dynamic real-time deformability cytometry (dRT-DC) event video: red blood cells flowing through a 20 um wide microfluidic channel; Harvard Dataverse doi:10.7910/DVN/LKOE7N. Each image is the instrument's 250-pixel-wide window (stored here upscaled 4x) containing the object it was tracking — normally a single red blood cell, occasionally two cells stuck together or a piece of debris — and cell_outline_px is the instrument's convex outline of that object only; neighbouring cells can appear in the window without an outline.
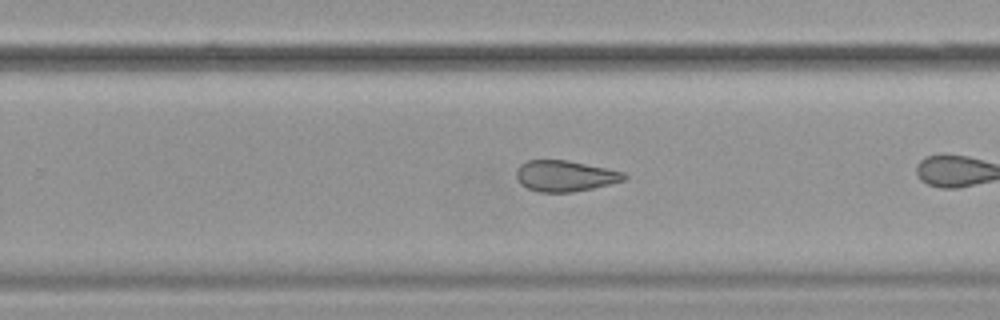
{"species": "common noctule bat (a hibernating species)", "species_latin": "Nyctalus noctula", "temperature_condition": "cold", "stored_images_in_passage": 24, "camera_frame_rate_fps": 3000, "um_per_image_px": 0.085, "animal": {"sex": "female", "body_mass_g": 19.9}, "frame": {"image": 1, "passage_image": 17, "time_ms": 5.333, "image_size_px": [1000, 320], "cell_outline_px": [[628, 176], [624, 180], [592, 188], [572, 192], [540, 192], [528, 188], [520, 184], [516, 176], [516, 168], [520, 164], [528, 160], [568, 160], [624, 172]], "centroid_in_image_um": [47.99, 14.95], "position_along_channel_um": 281.8, "area_um2": 19.36}}